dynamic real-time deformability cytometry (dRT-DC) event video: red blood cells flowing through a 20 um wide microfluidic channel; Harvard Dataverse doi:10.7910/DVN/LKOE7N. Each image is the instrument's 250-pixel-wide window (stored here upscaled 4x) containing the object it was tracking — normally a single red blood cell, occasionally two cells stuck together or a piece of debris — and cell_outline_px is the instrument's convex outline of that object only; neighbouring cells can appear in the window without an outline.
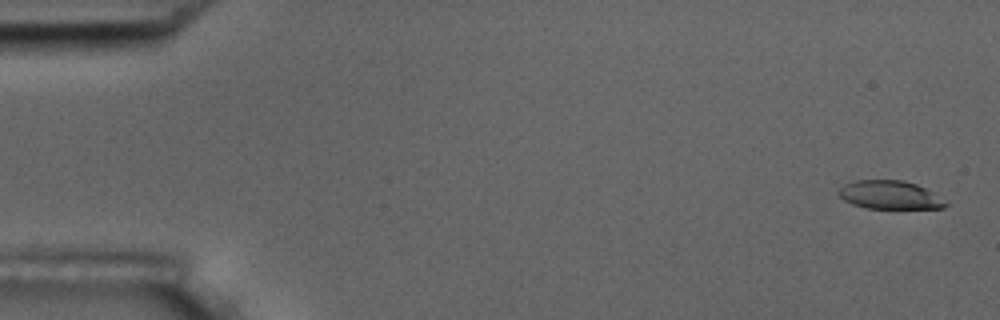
{"species": "common noctule bat (a hibernating species)", "species_latin": "Nyctalus noctula", "temperature_condition": "room temperature", "stored_images_in_passage": 6, "camera_frame_rate_fps": 3000, "um_per_image_px": 0.085, "animal": {"sex": "male", "body_mass_g": 17.5, "forearm_length_mm": 52.3}, "frame": {"image": 1, "passage_image": 1, "time_ms": 0.0, "image_size_px": [1000, 320], "cell_outline_px": [[948, 204], [944, 208], [864, 208], [852, 204], [844, 200], [840, 196], [840, 188], [844, 184], [856, 180], [904, 180], [916, 184], [932, 192]], "centroid_in_image_um": [75.61, 16.57], "position_along_channel_um": 9.4, "area_um2": 17.46}}
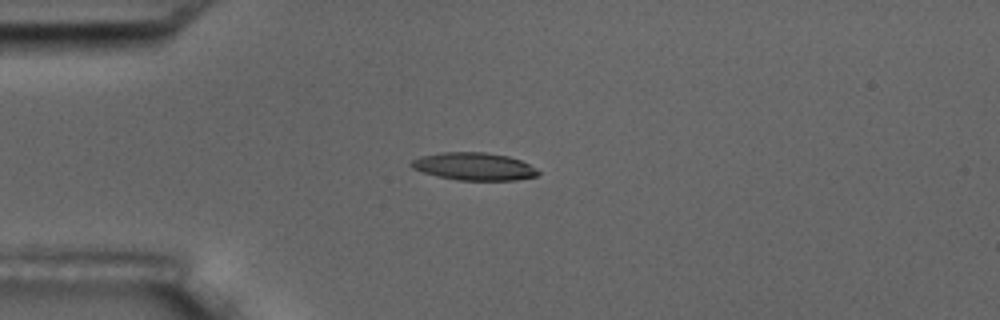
{"frame": {"image": 2, "passage_image": 5, "time_ms": 4.333, "image_size_px": [1000, 320], "cell_outline_px": [[540, 172], [536, 176], [516, 180], [456, 180], [436, 176], [412, 168], [408, 164], [412, 160], [420, 156], [444, 152], [484, 152], [508, 156], [520, 160], [528, 164]], "centroid_in_image_um": [40.25, 14.15], "position_along_channel_um": 44.7, "area_um2": 20.35}}